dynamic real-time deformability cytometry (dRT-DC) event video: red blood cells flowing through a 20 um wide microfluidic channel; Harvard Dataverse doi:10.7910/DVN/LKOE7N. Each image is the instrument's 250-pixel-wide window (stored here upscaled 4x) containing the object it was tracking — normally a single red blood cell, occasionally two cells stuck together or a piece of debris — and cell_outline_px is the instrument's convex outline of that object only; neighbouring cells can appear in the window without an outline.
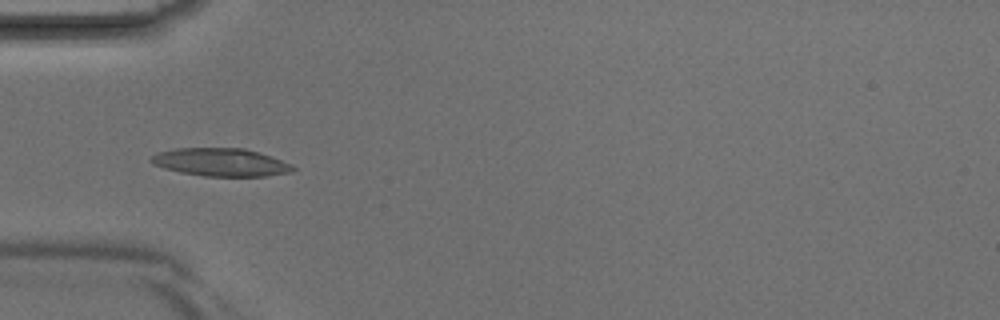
{"species": "Egyptian fruit bat (a non-hibernating species)", "species_latin": "Rousettus aegyptiacus", "temperature_condition": "room temperature", "stored_images_in_passage": 4, "camera_frame_rate_fps": 3000, "um_per_image_px": 0.085, "animal": {"sex": "male"}, "frame": {"image": 1, "passage_image": 3, "time_ms": 0.667, "image_size_px": [1000, 320], "cell_outline_px": [[296, 168], [292, 172], [264, 176], [204, 176], [180, 172], [164, 168], [152, 164], [148, 160], [152, 156], [160, 152], [176, 148], [244, 148], [292, 164]], "centroid_in_image_um": [18.74, 13.79], "position_along_channel_um": 66.3, "area_um2": 22.89}}